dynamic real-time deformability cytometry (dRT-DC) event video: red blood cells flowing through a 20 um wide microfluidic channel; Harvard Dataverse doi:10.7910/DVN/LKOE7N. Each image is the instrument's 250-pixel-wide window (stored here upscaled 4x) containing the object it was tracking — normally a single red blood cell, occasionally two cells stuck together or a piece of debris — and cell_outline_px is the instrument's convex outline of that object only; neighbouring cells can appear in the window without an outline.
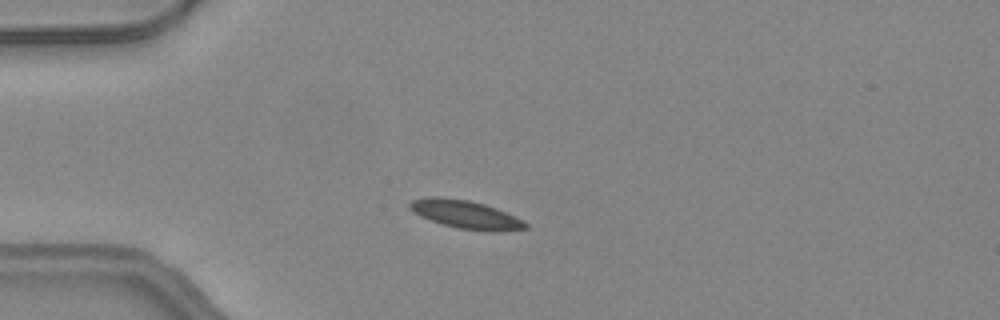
{"species": "common noctule bat (a hibernating species)", "species_latin": "Nyctalus noctula", "temperature_condition": "warm", "stored_images_in_passage": 38, "camera_frame_rate_fps": 3000, "um_per_image_px": 0.085, "animal": {"sex": "female", "body_mass_g": 24.6, "forearm_length_mm": 56.2}, "frame": {"image": 1, "passage_image": 2, "time_ms": 0.333, "image_size_px": [1000, 320], "cell_outline_px": [[528, 228], [460, 228], [444, 224], [420, 216], [408, 208], [408, 204], [412, 200], [432, 196], [436, 196], [468, 200], [484, 204], [496, 208], [528, 224]], "centroid_in_image_um": [39.41, 18.15], "position_along_channel_um": 45.6, "area_um2": 17.63}}
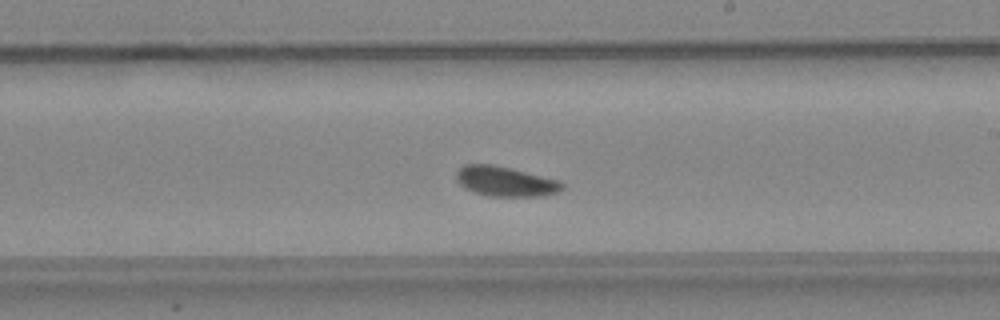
{"frame": {"image": 2, "passage_image": 18, "time_ms": 5.667, "image_size_px": [1000, 320], "cell_outline_px": [[564, 188], [556, 192], [544, 196], [488, 196], [464, 188], [456, 180], [456, 172], [464, 164], [492, 164], [560, 180], [564, 184]], "centroid_in_image_um": [42.95, 15.42], "position_along_channel_um": 246.0, "area_um2": 18.38}}
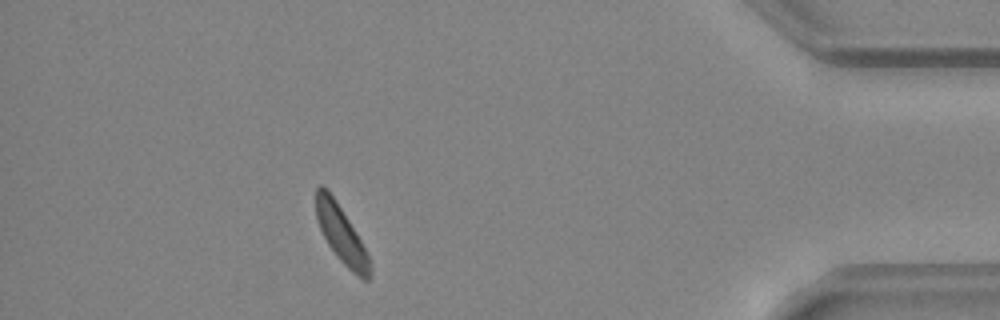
{"frame": {"image": 3, "passage_image": 33, "time_ms": 10.667, "image_size_px": [1000, 320], "cell_outline_px": [[372, 264], [368, 280], [364, 280], [352, 272], [340, 260], [328, 244], [316, 220], [316, 188], [320, 184], [328, 188], [336, 200], [356, 232]], "centroid_in_image_um": [28.99, 19.88], "position_along_channel_um": 406.2, "area_um2": 17.69}, "authors_computed_cell_mechanics": {"area_um2": 18.0914, "velocity_mm_per_s": 4.192, "shape_relaxation_time_tau1_ms": 1.8719, "shape_relaxation_time_tau2_ms": null, "deformation_change_tau1": 0.0799, "deformation_change_tau2": null}}